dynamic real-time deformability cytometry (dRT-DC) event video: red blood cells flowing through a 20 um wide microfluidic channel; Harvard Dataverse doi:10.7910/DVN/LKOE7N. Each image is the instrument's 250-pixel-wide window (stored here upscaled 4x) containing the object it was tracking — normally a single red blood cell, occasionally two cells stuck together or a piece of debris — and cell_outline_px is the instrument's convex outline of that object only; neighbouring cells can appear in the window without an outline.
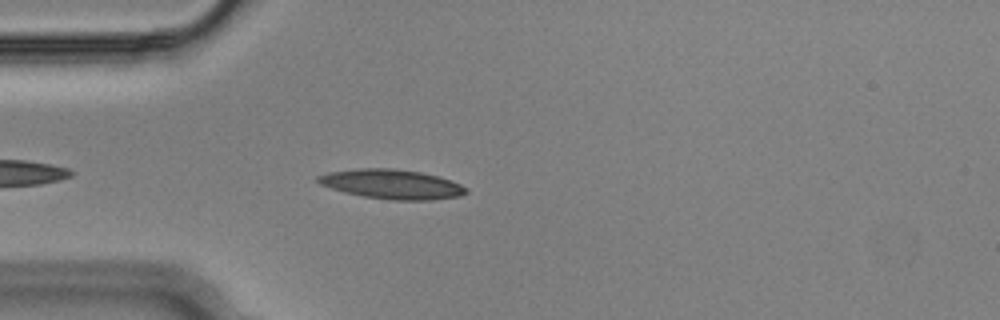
{"species": "Egyptian fruit bat (a non-hibernating species)", "species_latin": "Rousettus aegyptiacus", "temperature_condition": "cold", "stored_images_in_passage": 24, "camera_frame_rate_fps": 3000, "um_per_image_px": 0.085, "animal": {"sex": "male"}, "frame": {"image": 1, "passage_image": 5, "time_ms": 1.333, "image_size_px": [1000, 320], "cell_outline_px": [[468, 192], [460, 196], [432, 200], [392, 200], [364, 196], [344, 192], [320, 184], [316, 180], [316, 176], [328, 172], [356, 168], [392, 168], [420, 172], [440, 176], [460, 184], [468, 188]], "centroid_in_image_um": [33.32, 15.65], "position_along_channel_um": 51.7, "area_um2": 25.55}}
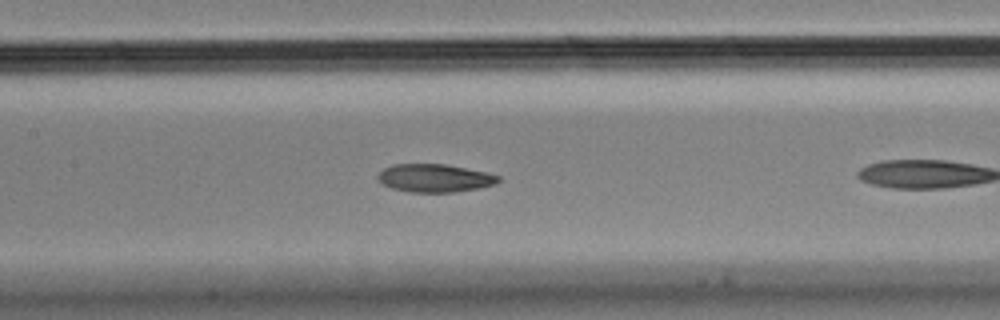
{"frame": {"image": 2, "passage_image": 12, "time_ms": 3.667, "image_size_px": [1000, 320], "cell_outline_px": [[500, 180], [496, 184], [480, 188], [456, 192], [408, 192], [392, 188], [380, 184], [376, 180], [376, 176], [384, 168], [392, 164], [444, 164], [488, 172], [500, 176]], "centroid_in_image_um": [36.93, 15.14], "position_along_channel_um": 170.5, "area_um2": 20.0}}
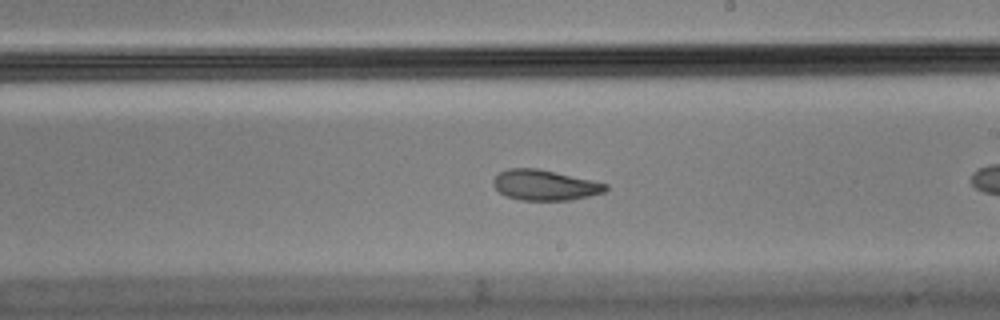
{"frame": {"image": 3, "passage_image": 18, "time_ms": 5.667, "image_size_px": [1000, 320], "cell_outline_px": [[608, 188], [604, 192], [572, 200], [520, 200], [504, 196], [492, 184], [492, 180], [500, 172], [508, 168], [536, 168], [592, 180], [608, 184]], "centroid_in_image_um": [46.29, 15.74], "position_along_channel_um": 242.7, "area_um2": 19.88}}